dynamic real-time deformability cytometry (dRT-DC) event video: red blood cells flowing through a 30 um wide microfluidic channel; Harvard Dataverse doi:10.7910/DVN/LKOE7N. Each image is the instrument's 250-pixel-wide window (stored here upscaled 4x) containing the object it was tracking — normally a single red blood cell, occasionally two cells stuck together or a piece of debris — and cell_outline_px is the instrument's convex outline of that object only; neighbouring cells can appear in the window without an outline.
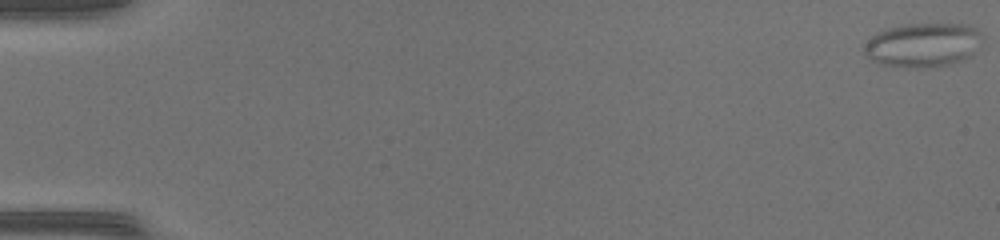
{"species": "common noctule bat (a hibernating species)", "species_latin": "Nyctalus noctula", "temperature_condition": "warm", "stored_images_in_passage": 8, "camera_frame_rate_fps": 3000, "um_per_image_px": 0.085, "animal": {"sex": "female", "body_mass_g": 17.0, "forearm_length_mm": 48.0}, "frame": {"image": 1, "passage_image": 1, "time_ms": 0.0, "image_size_px": [1000, 240], "cell_outline_px": [[984, 36], [972, 56], [948, 64], [916, 68], [880, 64], [872, 60], [864, 52], [864, 44], [872, 36], [888, 28], [908, 24], [964, 24], [976, 28]], "centroid_in_image_um": [78.47, 3.81], "position_along_channel_um": 6.5, "area_um2": 30.06}}